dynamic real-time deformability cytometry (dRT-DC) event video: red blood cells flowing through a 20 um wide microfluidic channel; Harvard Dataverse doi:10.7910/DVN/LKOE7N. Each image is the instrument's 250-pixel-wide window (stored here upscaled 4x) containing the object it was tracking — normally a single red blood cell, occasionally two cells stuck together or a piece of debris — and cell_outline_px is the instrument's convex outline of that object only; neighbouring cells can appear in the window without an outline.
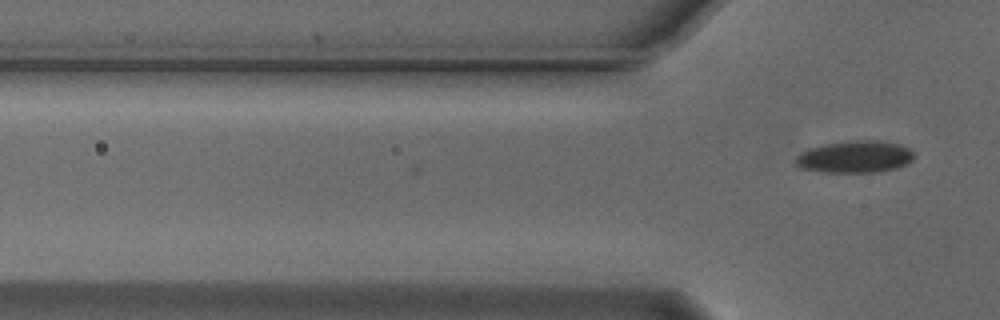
{"species": "Egyptian fruit bat (a non-hibernating species)", "species_latin": "Rousettus aegyptiacus", "temperature_condition": "cold", "stored_images_in_passage": 8, "camera_frame_rate_fps": 3000, "um_per_image_px": 0.085, "animal": {"sex": "male"}, "frame": {"image": 1, "passage_image": 8, "time_ms": 2.333, "image_size_px": [1000, 320], "cell_outline_px": [[912, 160], [908, 164], [896, 168], [880, 172], [820, 172], [800, 168], [796, 164], [796, 156], [800, 152], [808, 148], [824, 144], [848, 140], [880, 140], [900, 144], [908, 148], [912, 152]], "centroid_in_image_um": [72.65, 13.32], "position_along_channel_um": 53.2, "area_um2": 22.37}}